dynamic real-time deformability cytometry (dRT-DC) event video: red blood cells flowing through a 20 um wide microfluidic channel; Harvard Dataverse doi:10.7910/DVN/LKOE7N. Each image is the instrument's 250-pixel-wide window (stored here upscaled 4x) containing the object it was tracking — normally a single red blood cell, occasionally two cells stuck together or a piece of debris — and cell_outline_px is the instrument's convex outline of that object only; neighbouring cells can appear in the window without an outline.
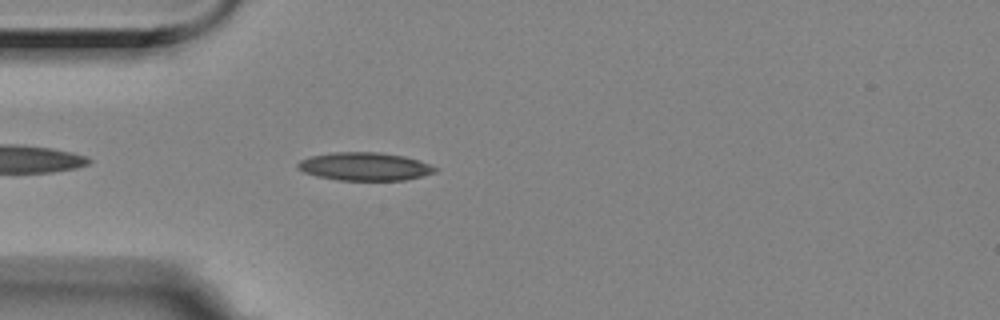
{"species": "Egyptian fruit bat (a non-hibernating species)", "species_latin": "Rousettus aegyptiacus", "temperature_condition": "room temperature", "stored_images_in_passage": 39, "camera_frame_rate_fps": 3000, "um_per_image_px": 0.085, "animal": {"sex": "female"}, "frame": {"image": 1, "passage_image": 3, "time_ms": 0.667, "image_size_px": [1000, 320], "cell_outline_px": [[440, 168], [436, 172], [404, 180], [336, 180], [316, 176], [304, 172], [296, 168], [296, 164], [300, 160], [312, 156], [332, 152], [376, 152], [404, 156], [420, 160]], "centroid_in_image_um": [31.0, 14.15], "position_along_channel_um": 54.0, "area_um2": 22.6}}
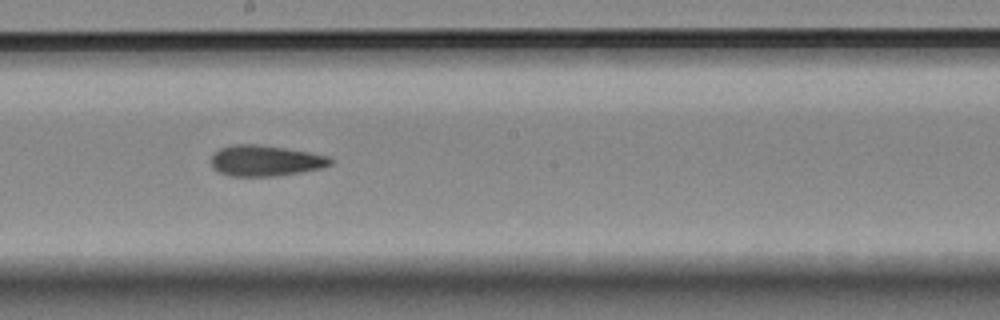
{"frame": {"image": 2, "passage_image": 18, "time_ms": 5.667, "image_size_px": [1000, 320], "cell_outline_px": [[332, 164], [320, 168], [300, 172], [276, 176], [232, 176], [220, 172], [212, 164], [212, 156], [220, 148], [232, 144], [260, 144], [308, 152], [328, 156], [332, 160]], "centroid_in_image_um": [22.57, 13.65], "position_along_channel_um": 225.6, "area_um2": 21.15}}
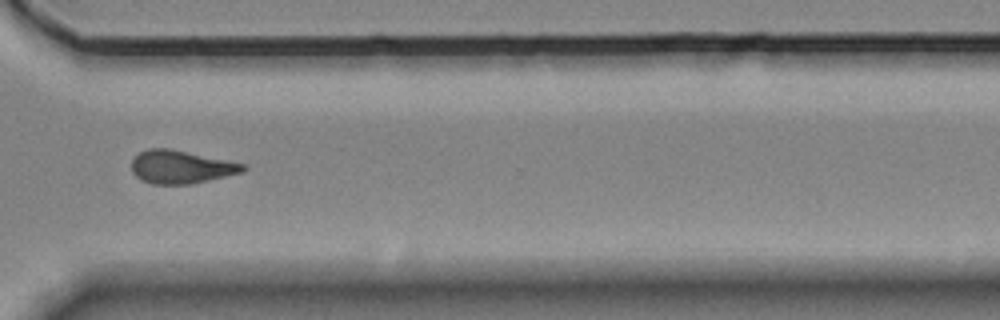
{"frame": {"image": 3, "passage_image": 29, "time_ms": 9.333, "image_size_px": [1000, 320], "cell_outline_px": [[248, 168], [244, 172], [192, 184], [152, 184], [140, 180], [132, 172], [132, 160], [140, 152], [148, 148], [172, 148], [244, 164]], "centroid_in_image_um": [15.38, 14.19], "position_along_channel_um": 355.2, "area_um2": 21.62}, "authors_computed_cell_mechanics": {"area_um2": 21.386, "velocity_mm_per_s": 3.5361, "shape_relaxation_time_tau1_ms": null, "shape_relaxation_time_tau2_ms": 4.636, "deformation_change_tau1": null, "deformation_change_tau2": 0.1367}}